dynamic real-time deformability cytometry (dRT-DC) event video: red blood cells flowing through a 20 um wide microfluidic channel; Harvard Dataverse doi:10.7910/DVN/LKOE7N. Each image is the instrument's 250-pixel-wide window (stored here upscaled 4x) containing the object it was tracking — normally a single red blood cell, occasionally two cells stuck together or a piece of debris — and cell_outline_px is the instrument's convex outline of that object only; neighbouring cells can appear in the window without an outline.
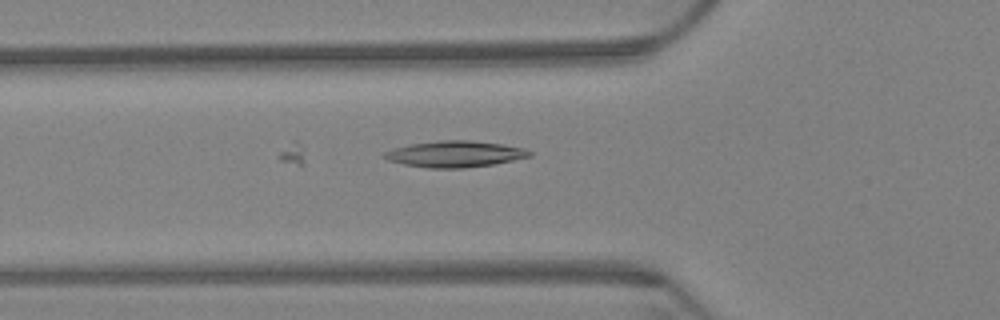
{"species": "Egyptian fruit bat (a non-hibernating species)", "species_latin": "Rousettus aegyptiacus", "temperature_condition": "warm", "stored_images_in_passage": 6, "camera_frame_rate_fps": 3000, "um_per_image_px": 0.085, "animal": {"sex": "female"}, "frame": {"image": 1, "passage_image": 6, "time_ms": 1.667, "image_size_px": [1000, 320], "cell_outline_px": [[532, 156], [492, 164], [464, 168], [428, 168], [404, 164], [388, 160], [380, 156], [384, 152], [396, 148], [412, 144], [440, 140], [468, 140], [500, 144], [524, 148], [532, 152]], "centroid_in_image_um": [38.65, 13.09], "position_along_channel_um": 87.1, "area_um2": 21.96}}